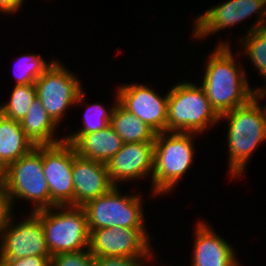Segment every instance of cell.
Listing matches in <instances>:
<instances>
[{
	"instance_id": "obj_20",
	"label": "cell",
	"mask_w": 266,
	"mask_h": 266,
	"mask_svg": "<svg viewBox=\"0 0 266 266\" xmlns=\"http://www.w3.org/2000/svg\"><path fill=\"white\" fill-rule=\"evenodd\" d=\"M110 125L122 138L123 143L155 142L156 132L118 102L113 110Z\"/></svg>"
},
{
	"instance_id": "obj_15",
	"label": "cell",
	"mask_w": 266,
	"mask_h": 266,
	"mask_svg": "<svg viewBox=\"0 0 266 266\" xmlns=\"http://www.w3.org/2000/svg\"><path fill=\"white\" fill-rule=\"evenodd\" d=\"M210 226L204 220L196 222L190 265L237 266L240 261L236 258V250Z\"/></svg>"
},
{
	"instance_id": "obj_27",
	"label": "cell",
	"mask_w": 266,
	"mask_h": 266,
	"mask_svg": "<svg viewBox=\"0 0 266 266\" xmlns=\"http://www.w3.org/2000/svg\"><path fill=\"white\" fill-rule=\"evenodd\" d=\"M0 266H51V256H28L18 259H0Z\"/></svg>"
},
{
	"instance_id": "obj_10",
	"label": "cell",
	"mask_w": 266,
	"mask_h": 266,
	"mask_svg": "<svg viewBox=\"0 0 266 266\" xmlns=\"http://www.w3.org/2000/svg\"><path fill=\"white\" fill-rule=\"evenodd\" d=\"M13 214V212L10 214L0 230V259L51 256L46 245L41 219L30 212L26 218L23 217V220L17 222Z\"/></svg>"
},
{
	"instance_id": "obj_7",
	"label": "cell",
	"mask_w": 266,
	"mask_h": 266,
	"mask_svg": "<svg viewBox=\"0 0 266 266\" xmlns=\"http://www.w3.org/2000/svg\"><path fill=\"white\" fill-rule=\"evenodd\" d=\"M119 187L113 186L107 193L82 206L89 231L108 227L148 229L141 193L122 195Z\"/></svg>"
},
{
	"instance_id": "obj_23",
	"label": "cell",
	"mask_w": 266,
	"mask_h": 266,
	"mask_svg": "<svg viewBox=\"0 0 266 266\" xmlns=\"http://www.w3.org/2000/svg\"><path fill=\"white\" fill-rule=\"evenodd\" d=\"M54 60L46 61L41 55L29 53L20 56L15 61L13 72L15 75V85L35 84L36 80L53 64ZM48 62V63H47Z\"/></svg>"
},
{
	"instance_id": "obj_8",
	"label": "cell",
	"mask_w": 266,
	"mask_h": 266,
	"mask_svg": "<svg viewBox=\"0 0 266 266\" xmlns=\"http://www.w3.org/2000/svg\"><path fill=\"white\" fill-rule=\"evenodd\" d=\"M81 80L58 59L36 80L37 98L52 121L59 126L66 110L85 101Z\"/></svg>"
},
{
	"instance_id": "obj_22",
	"label": "cell",
	"mask_w": 266,
	"mask_h": 266,
	"mask_svg": "<svg viewBox=\"0 0 266 266\" xmlns=\"http://www.w3.org/2000/svg\"><path fill=\"white\" fill-rule=\"evenodd\" d=\"M10 99L0 104V114L6 118L21 122L37 97L35 84L14 85Z\"/></svg>"
},
{
	"instance_id": "obj_16",
	"label": "cell",
	"mask_w": 266,
	"mask_h": 266,
	"mask_svg": "<svg viewBox=\"0 0 266 266\" xmlns=\"http://www.w3.org/2000/svg\"><path fill=\"white\" fill-rule=\"evenodd\" d=\"M72 176L74 206L82 207L90 200L107 193L114 186L105 163L77 156L74 147Z\"/></svg>"
},
{
	"instance_id": "obj_9",
	"label": "cell",
	"mask_w": 266,
	"mask_h": 266,
	"mask_svg": "<svg viewBox=\"0 0 266 266\" xmlns=\"http://www.w3.org/2000/svg\"><path fill=\"white\" fill-rule=\"evenodd\" d=\"M252 14H258L246 34L254 29L266 26V0H227L217 3L212 8L207 9L203 14L195 19L192 39L202 40L209 35L243 23Z\"/></svg>"
},
{
	"instance_id": "obj_19",
	"label": "cell",
	"mask_w": 266,
	"mask_h": 266,
	"mask_svg": "<svg viewBox=\"0 0 266 266\" xmlns=\"http://www.w3.org/2000/svg\"><path fill=\"white\" fill-rule=\"evenodd\" d=\"M35 145L25 135L21 123L0 114V160L7 167L30 152Z\"/></svg>"
},
{
	"instance_id": "obj_14",
	"label": "cell",
	"mask_w": 266,
	"mask_h": 266,
	"mask_svg": "<svg viewBox=\"0 0 266 266\" xmlns=\"http://www.w3.org/2000/svg\"><path fill=\"white\" fill-rule=\"evenodd\" d=\"M155 142L123 143L106 164L114 186L142 178H152ZM131 180V181H130Z\"/></svg>"
},
{
	"instance_id": "obj_13",
	"label": "cell",
	"mask_w": 266,
	"mask_h": 266,
	"mask_svg": "<svg viewBox=\"0 0 266 266\" xmlns=\"http://www.w3.org/2000/svg\"><path fill=\"white\" fill-rule=\"evenodd\" d=\"M129 84V85H128ZM123 83L117 88L118 103L146 123L156 133L167 132L166 96L143 83Z\"/></svg>"
},
{
	"instance_id": "obj_17",
	"label": "cell",
	"mask_w": 266,
	"mask_h": 266,
	"mask_svg": "<svg viewBox=\"0 0 266 266\" xmlns=\"http://www.w3.org/2000/svg\"><path fill=\"white\" fill-rule=\"evenodd\" d=\"M64 141L71 144L76 155L85 159L107 164L122 148V138L109 124L104 129L83 136H63Z\"/></svg>"
},
{
	"instance_id": "obj_11",
	"label": "cell",
	"mask_w": 266,
	"mask_h": 266,
	"mask_svg": "<svg viewBox=\"0 0 266 266\" xmlns=\"http://www.w3.org/2000/svg\"><path fill=\"white\" fill-rule=\"evenodd\" d=\"M151 239L147 229L101 228L90 231L89 251L94 258L151 257Z\"/></svg>"
},
{
	"instance_id": "obj_6",
	"label": "cell",
	"mask_w": 266,
	"mask_h": 266,
	"mask_svg": "<svg viewBox=\"0 0 266 266\" xmlns=\"http://www.w3.org/2000/svg\"><path fill=\"white\" fill-rule=\"evenodd\" d=\"M42 221L50 255L89 250L90 231L79 206H54L34 212Z\"/></svg>"
},
{
	"instance_id": "obj_21",
	"label": "cell",
	"mask_w": 266,
	"mask_h": 266,
	"mask_svg": "<svg viewBox=\"0 0 266 266\" xmlns=\"http://www.w3.org/2000/svg\"><path fill=\"white\" fill-rule=\"evenodd\" d=\"M244 50L240 54H247L250 62L254 65V69L257 67L259 75L266 81V26L257 28L247 33L242 39L237 42ZM258 92H266V87H256Z\"/></svg>"
},
{
	"instance_id": "obj_18",
	"label": "cell",
	"mask_w": 266,
	"mask_h": 266,
	"mask_svg": "<svg viewBox=\"0 0 266 266\" xmlns=\"http://www.w3.org/2000/svg\"><path fill=\"white\" fill-rule=\"evenodd\" d=\"M20 123L25 135L35 146L55 145L64 141V137L60 138L57 137V134L54 135L59 127L48 116L37 97Z\"/></svg>"
},
{
	"instance_id": "obj_3",
	"label": "cell",
	"mask_w": 266,
	"mask_h": 266,
	"mask_svg": "<svg viewBox=\"0 0 266 266\" xmlns=\"http://www.w3.org/2000/svg\"><path fill=\"white\" fill-rule=\"evenodd\" d=\"M197 135L201 136L184 132L156 133L151 196L166 195L176 188L194 162L196 148L193 141Z\"/></svg>"
},
{
	"instance_id": "obj_24",
	"label": "cell",
	"mask_w": 266,
	"mask_h": 266,
	"mask_svg": "<svg viewBox=\"0 0 266 266\" xmlns=\"http://www.w3.org/2000/svg\"><path fill=\"white\" fill-rule=\"evenodd\" d=\"M115 100L111 104L112 106H109V108H106L101 103H93V105L85 107L84 111V118L82 127L78 128L77 131L70 133L69 135L65 136H83L88 133H93L100 131L107 127L110 124L111 117L113 110L116 106V103L118 102L117 93L115 92Z\"/></svg>"
},
{
	"instance_id": "obj_4",
	"label": "cell",
	"mask_w": 266,
	"mask_h": 266,
	"mask_svg": "<svg viewBox=\"0 0 266 266\" xmlns=\"http://www.w3.org/2000/svg\"><path fill=\"white\" fill-rule=\"evenodd\" d=\"M192 83L180 81L167 91V132L201 134L220 124V116L210 105L204 89Z\"/></svg>"
},
{
	"instance_id": "obj_5",
	"label": "cell",
	"mask_w": 266,
	"mask_h": 266,
	"mask_svg": "<svg viewBox=\"0 0 266 266\" xmlns=\"http://www.w3.org/2000/svg\"><path fill=\"white\" fill-rule=\"evenodd\" d=\"M3 186L12 211L17 199L29 200L33 205L29 213L56 206L50 199L43 171V146H35L17 161L10 163L6 168Z\"/></svg>"
},
{
	"instance_id": "obj_26",
	"label": "cell",
	"mask_w": 266,
	"mask_h": 266,
	"mask_svg": "<svg viewBox=\"0 0 266 266\" xmlns=\"http://www.w3.org/2000/svg\"><path fill=\"white\" fill-rule=\"evenodd\" d=\"M153 256L152 253L151 257H97L94 262L95 266H146L145 262L151 261Z\"/></svg>"
},
{
	"instance_id": "obj_29",
	"label": "cell",
	"mask_w": 266,
	"mask_h": 266,
	"mask_svg": "<svg viewBox=\"0 0 266 266\" xmlns=\"http://www.w3.org/2000/svg\"><path fill=\"white\" fill-rule=\"evenodd\" d=\"M25 0H0V12L3 14L13 15L23 6ZM12 13V14H11Z\"/></svg>"
},
{
	"instance_id": "obj_1",
	"label": "cell",
	"mask_w": 266,
	"mask_h": 266,
	"mask_svg": "<svg viewBox=\"0 0 266 266\" xmlns=\"http://www.w3.org/2000/svg\"><path fill=\"white\" fill-rule=\"evenodd\" d=\"M237 56L232 52L230 42L225 40L218 42L204 61L206 66L200 85L219 116L247 104L259 93L250 87L246 68L235 61Z\"/></svg>"
},
{
	"instance_id": "obj_2",
	"label": "cell",
	"mask_w": 266,
	"mask_h": 266,
	"mask_svg": "<svg viewBox=\"0 0 266 266\" xmlns=\"http://www.w3.org/2000/svg\"><path fill=\"white\" fill-rule=\"evenodd\" d=\"M264 98L266 92H259L247 104L220 115L219 121L226 120L228 125L227 164L231 178L244 175L253 153L266 141V106L259 104Z\"/></svg>"
},
{
	"instance_id": "obj_25",
	"label": "cell",
	"mask_w": 266,
	"mask_h": 266,
	"mask_svg": "<svg viewBox=\"0 0 266 266\" xmlns=\"http://www.w3.org/2000/svg\"><path fill=\"white\" fill-rule=\"evenodd\" d=\"M51 266H95V262L89 250H80L52 255Z\"/></svg>"
},
{
	"instance_id": "obj_30",
	"label": "cell",
	"mask_w": 266,
	"mask_h": 266,
	"mask_svg": "<svg viewBox=\"0 0 266 266\" xmlns=\"http://www.w3.org/2000/svg\"><path fill=\"white\" fill-rule=\"evenodd\" d=\"M6 166L0 160V185H3L6 178Z\"/></svg>"
},
{
	"instance_id": "obj_12",
	"label": "cell",
	"mask_w": 266,
	"mask_h": 266,
	"mask_svg": "<svg viewBox=\"0 0 266 266\" xmlns=\"http://www.w3.org/2000/svg\"><path fill=\"white\" fill-rule=\"evenodd\" d=\"M73 146L65 141L43 146V171L56 206H74Z\"/></svg>"
},
{
	"instance_id": "obj_28",
	"label": "cell",
	"mask_w": 266,
	"mask_h": 266,
	"mask_svg": "<svg viewBox=\"0 0 266 266\" xmlns=\"http://www.w3.org/2000/svg\"><path fill=\"white\" fill-rule=\"evenodd\" d=\"M14 212L8 201L7 194L3 185H0V230L5 225L10 214Z\"/></svg>"
}]
</instances>
